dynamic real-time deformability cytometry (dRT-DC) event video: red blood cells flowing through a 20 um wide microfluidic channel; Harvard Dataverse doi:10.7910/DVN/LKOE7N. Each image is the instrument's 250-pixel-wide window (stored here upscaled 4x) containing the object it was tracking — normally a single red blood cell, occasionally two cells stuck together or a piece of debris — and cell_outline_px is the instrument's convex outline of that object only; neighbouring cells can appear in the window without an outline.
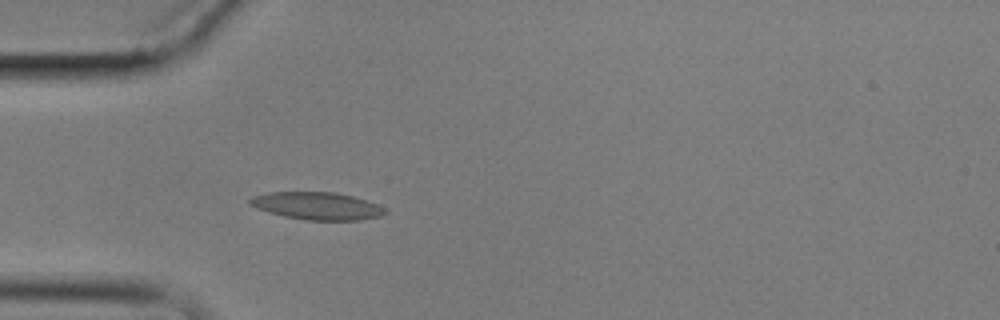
{"species": "common noctule bat (a hibernating species)", "species_latin": "Nyctalus noctula", "temperature_condition": "cold", "stored_images_in_passage": 4, "camera_frame_rate_fps": 3000, "um_per_image_px": 0.085, "animal": {"sex": "male", "body_mass_g": 17.9}, "frame": {"image": 1, "passage_image": 4, "time_ms": 3.333, "image_size_px": [1000, 320], "cell_outline_px": [[388, 212], [380, 216], [360, 220], [308, 220], [284, 216], [268, 212], [256, 208], [248, 204], [248, 200], [252, 196], [268, 192], [336, 192], [352, 196], [376, 204], [384, 208]], "centroid_in_image_um": [26.91, 17.5], "position_along_channel_um": 58.1, "area_um2": 21.62}}